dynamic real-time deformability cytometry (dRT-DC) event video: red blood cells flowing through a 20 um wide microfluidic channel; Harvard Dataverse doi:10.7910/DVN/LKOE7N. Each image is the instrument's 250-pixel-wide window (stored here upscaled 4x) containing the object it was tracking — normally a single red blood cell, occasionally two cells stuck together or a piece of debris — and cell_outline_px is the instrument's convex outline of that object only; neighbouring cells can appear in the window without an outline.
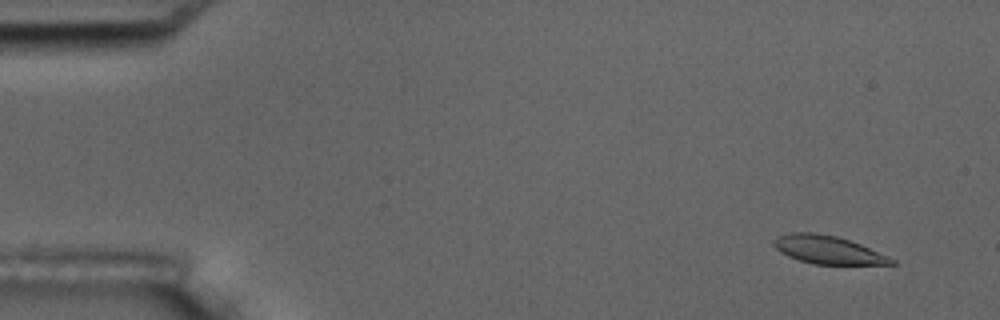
{"species": "common noctule bat (a hibernating species)", "species_latin": "Nyctalus noctula", "temperature_condition": "room temperature", "stored_images_in_passage": 4, "camera_frame_rate_fps": 3000, "um_per_image_px": 0.085, "animal": {"sex": "male", "body_mass_g": 17.5, "forearm_length_mm": 52.3}, "frame": {"image": 1, "passage_image": 1, "time_ms": 0.0, "image_size_px": [1000, 320], "cell_outline_px": [[896, 264], [816, 264], [800, 260], [788, 256], [780, 252], [772, 244], [776, 236], [792, 232], [812, 232], [836, 236], [860, 244], [896, 260]], "centroid_in_image_um": [70.33, 21.22], "position_along_channel_um": 14.7, "area_um2": 19.02}}